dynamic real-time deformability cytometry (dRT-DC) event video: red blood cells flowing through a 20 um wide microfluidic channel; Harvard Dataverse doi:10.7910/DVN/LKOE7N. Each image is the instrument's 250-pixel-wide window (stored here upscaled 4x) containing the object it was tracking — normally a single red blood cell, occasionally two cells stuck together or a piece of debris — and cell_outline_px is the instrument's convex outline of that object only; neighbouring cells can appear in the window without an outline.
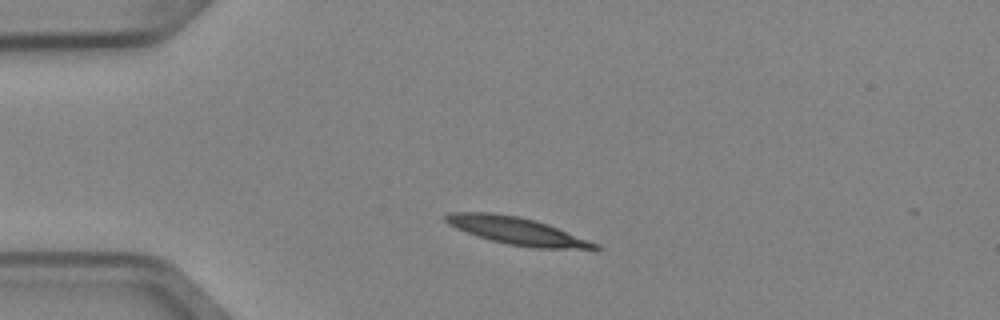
{"species": "Egyptian fruit bat (a non-hibernating species)", "species_latin": "Rousettus aegyptiacus", "temperature_condition": "cold", "stored_images_in_passage": 5, "camera_frame_rate_fps": 3000, "um_per_image_px": 0.085, "animal": {"sex": "female"}, "frame": {"image": 1, "passage_image": 1, "time_ms": 0.0, "image_size_px": [1000, 320], "cell_outline_px": [[600, 248], [596, 252], [536, 248], [508, 244], [492, 240], [456, 228], [448, 224], [444, 220], [444, 216], [448, 212], [488, 212], [516, 216], [536, 220], [548, 224], [600, 244]], "centroid_in_image_um": [44.11, 19.67], "position_along_channel_um": 40.9, "area_um2": 24.28}}
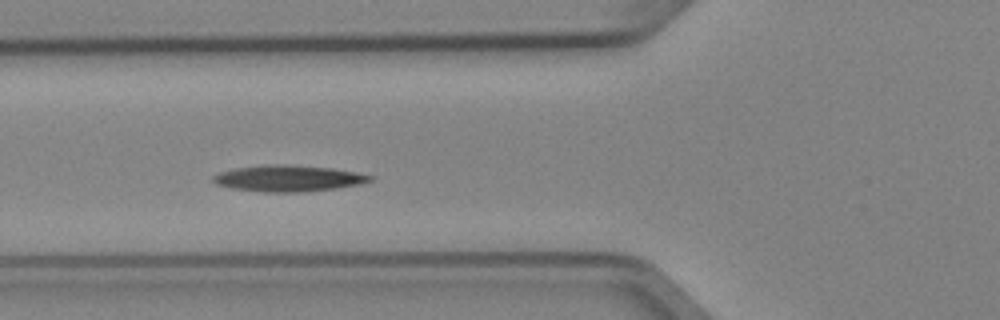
{"frame": {"image": 2, "passage_image": 3, "time_ms": 0.667, "image_size_px": [1000, 320], "cell_outline_px": [[376, 176], [372, 180], [360, 184], [336, 188], [304, 192], [264, 192], [232, 188], [216, 184], [212, 180], [212, 176], [220, 172], [236, 168], [264, 164], [280, 164], [332, 168], [356, 172]], "centroid_in_image_um": [24.52, 15.16], "position_along_channel_um": 101.3, "area_um2": 24.04}}
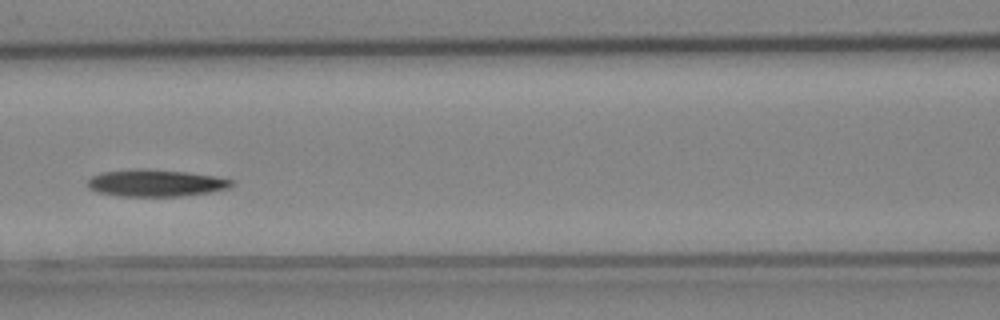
{"frame": {"image": 3, "passage_image": 4, "time_ms": 1.0, "image_size_px": [1000, 320], "cell_outline_px": [[236, 184], [228, 188], [208, 192], [180, 196], [120, 196], [96, 192], [88, 188], [88, 180], [92, 176], [100, 172], [136, 168], [144, 168], [188, 172], [216, 176], [236, 180]], "centroid_in_image_um": [13.25, 15.54], "position_along_channel_um": 153.4, "area_um2": 22.95}}